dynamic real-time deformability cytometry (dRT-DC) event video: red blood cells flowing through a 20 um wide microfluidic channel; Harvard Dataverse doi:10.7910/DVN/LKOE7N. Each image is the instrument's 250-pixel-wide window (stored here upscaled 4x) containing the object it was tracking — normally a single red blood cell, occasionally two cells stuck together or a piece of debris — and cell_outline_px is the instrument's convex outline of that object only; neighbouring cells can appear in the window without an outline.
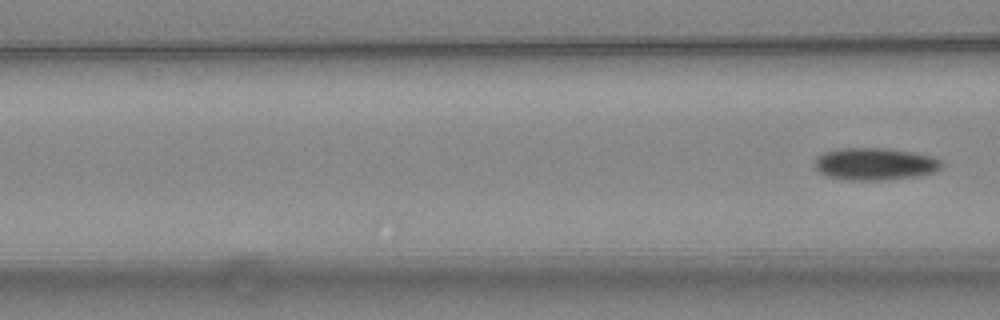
{"species": "common noctule bat (a hibernating species)", "species_latin": "Nyctalus noctula", "temperature_condition": "warm", "stored_images_in_passage": 7, "segment_of_instrument_passage": [2, 2], "camera_frame_rate_fps": 3000, "um_per_image_px": 0.085, "animal": {"sex": "female", "body_mass_g": 24.6, "forearm_length_mm": 56.2}, "frame": {"image": 1, "passage_image": 7, "time_ms": 2.0, "image_size_px": [1000, 320], "cell_outline_px": [[940, 168], [936, 172], [920, 176], [884, 180], [848, 180], [828, 176], [820, 172], [816, 168], [816, 156], [824, 152], [836, 148], [884, 148], [912, 152], [932, 156], [940, 160]], "centroid_in_image_um": [74.37, 13.94], "position_along_channel_um": 92.2, "area_um2": 23.87}}